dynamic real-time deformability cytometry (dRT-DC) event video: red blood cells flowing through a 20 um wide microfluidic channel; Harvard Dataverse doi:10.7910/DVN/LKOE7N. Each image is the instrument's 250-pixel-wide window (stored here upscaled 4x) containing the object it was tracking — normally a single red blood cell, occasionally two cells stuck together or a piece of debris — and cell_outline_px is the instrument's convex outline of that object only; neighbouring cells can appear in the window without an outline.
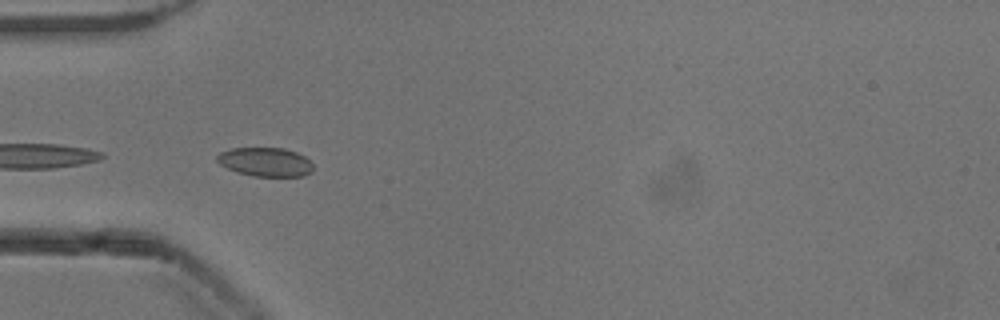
{"species": "common noctule bat (a hibernating species)", "species_latin": "Nyctalus noctula", "temperature_condition": "cold", "stored_images_in_passage": 37, "camera_frame_rate_fps": 3000, "um_per_image_px": 0.085, "animal": {"sex": "male", "body_mass_g": 13.3}, "frame": {"image": 1, "passage_image": 1, "time_ms": 0.0, "image_size_px": [1000, 320], "cell_outline_px": [[312, 172], [304, 176], [252, 176], [236, 172], [220, 164], [216, 160], [216, 156], [220, 152], [232, 148], [284, 148], [296, 152], [304, 156], [312, 164]], "centroid_in_image_um": [22.54, 13.77], "position_along_channel_um": 62.5, "area_um2": 16.18}, "authors_computed_cell_mechanics": {"area_um2": 19.5942, "velocity_mm_per_s": 3.8559, "shape_relaxation_time_tau1_ms": 3.6213, "shape_relaxation_time_tau2_ms": 4.4104, "deformation_change_tau1": 0.1081, "deformation_change_tau2": 0.1128}}